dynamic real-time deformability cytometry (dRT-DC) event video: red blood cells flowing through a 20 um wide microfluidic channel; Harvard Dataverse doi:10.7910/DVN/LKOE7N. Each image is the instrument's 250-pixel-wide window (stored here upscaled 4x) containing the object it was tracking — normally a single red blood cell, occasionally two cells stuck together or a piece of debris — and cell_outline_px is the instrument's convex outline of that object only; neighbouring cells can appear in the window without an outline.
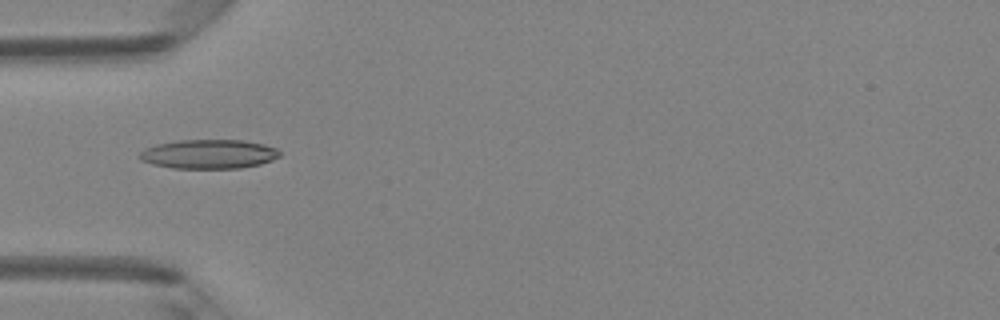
{"species": "Egyptian fruit bat (a non-hibernating species)", "species_latin": "Rousettus aegyptiacus", "temperature_condition": "room temperature", "stored_images_in_passage": 34, "camera_frame_rate_fps": 3000, "um_per_image_px": 0.085, "animal": {"sex": "female"}, "frame": {"image": 1, "passage_image": 1, "time_ms": 0.0, "image_size_px": [1000, 320], "cell_outline_px": [[280, 156], [272, 160], [260, 164], [240, 168], [172, 168], [152, 164], [140, 160], [140, 152], [144, 148], [156, 144], [180, 140], [240, 140], [264, 144], [276, 148], [280, 152]], "centroid_in_image_um": [17.74, 13.1], "position_along_channel_um": 67.3, "area_um2": 23.81}}
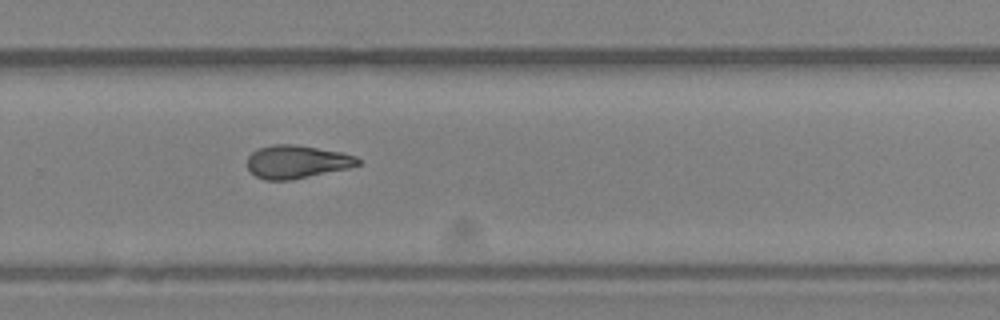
{"frame": {"image": 2, "passage_image": 18, "time_ms": 5.667, "image_size_px": [1000, 320], "cell_outline_px": [[360, 164], [348, 168], [292, 180], [264, 180], [256, 176], [248, 168], [248, 156], [252, 152], [260, 148], [272, 144], [292, 144], [340, 152], [356, 156], [360, 160]], "centroid_in_image_um": [25.22, 13.76], "position_along_channel_um": 304.6, "area_um2": 21.15}}
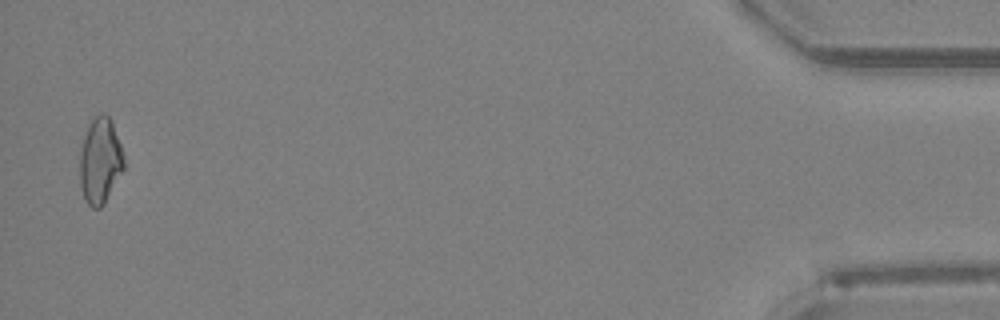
{"frame": {"image": 3, "passage_image": 33, "time_ms": 10.667, "image_size_px": [1000, 320], "cell_outline_px": [[124, 168], [104, 204], [100, 208], [92, 208], [84, 200], [80, 184], [80, 148], [84, 136], [92, 116], [100, 112], [104, 112], [108, 116], [112, 124], [120, 144], [124, 156]], "centroid_in_image_um": [8.49, 13.66], "position_along_channel_um": 426.7, "area_um2": 22.14}, "authors_computed_cell_mechanics": {"area_um2": 21.3571, "velocity_mm_per_s": 4.202, "shape_relaxation_time_tau1_ms": null, "shape_relaxation_time_tau2_ms": 3.5787, "deformation_change_tau1": null, "deformation_change_tau2": 0.1182}}